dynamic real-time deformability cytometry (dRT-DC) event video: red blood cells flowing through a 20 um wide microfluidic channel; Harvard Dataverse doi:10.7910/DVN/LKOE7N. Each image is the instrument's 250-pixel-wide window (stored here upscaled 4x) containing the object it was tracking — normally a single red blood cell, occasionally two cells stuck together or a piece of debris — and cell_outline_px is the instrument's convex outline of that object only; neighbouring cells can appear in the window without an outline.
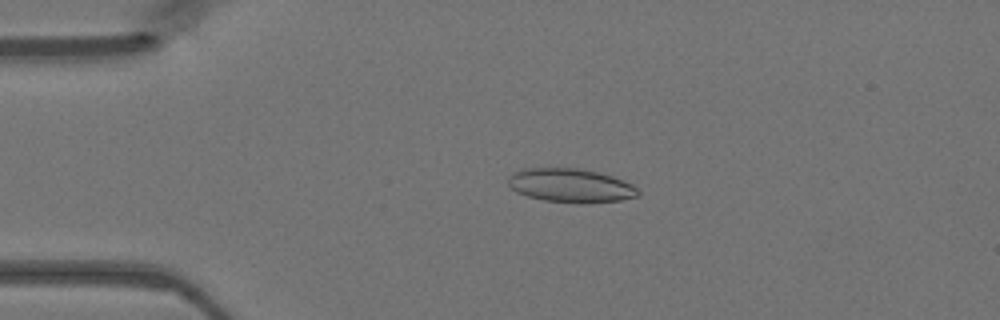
{"species": "Egyptian fruit bat (a non-hibernating species)", "species_latin": "Rousettus aegyptiacus", "temperature_condition": "warm", "stored_images_in_passage": 46, "camera_frame_rate_fps": 3000, "um_per_image_px": 0.085, "animal": {"sex": "female"}, "frame": {"image": 1, "passage_image": 9, "time_ms": 2.667, "image_size_px": [1000, 320], "cell_outline_px": [[640, 192], [636, 196], [620, 200], [580, 204], [544, 200], [528, 196], [516, 192], [508, 184], [508, 176], [524, 168], [576, 168], [596, 172], [612, 176], [632, 184]], "centroid_in_image_um": [48.49, 15.77], "position_along_channel_um": 36.5, "area_um2": 25.43}}
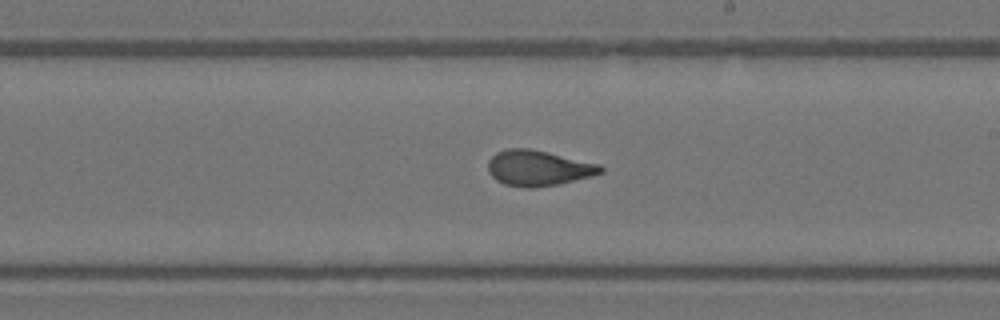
{"frame": {"image": 2, "passage_image": 26, "time_ms": 8.333, "image_size_px": [1000, 320], "cell_outline_px": [[604, 172], [592, 176], [556, 184], [532, 188], [528, 188], [504, 184], [496, 180], [488, 172], [488, 160], [496, 152], [508, 148], [528, 148], [600, 164], [604, 168]], "centroid_in_image_um": [45.74, 14.28], "position_along_channel_um": 243.3, "area_um2": 23.18}}
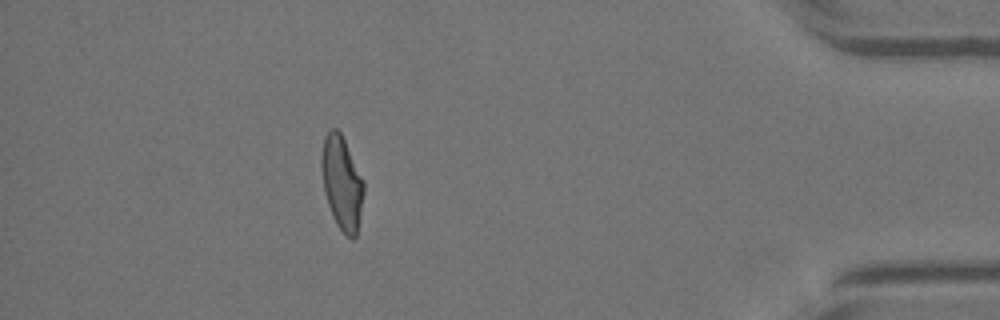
{"frame": {"image": 3, "passage_image": 41, "time_ms": 13.333, "image_size_px": [1000, 320], "cell_outline_px": [[364, 192], [356, 236], [352, 240], [344, 236], [336, 224], [332, 216], [324, 192], [320, 164], [320, 156], [324, 136], [332, 128], [336, 128], [340, 132], [364, 180]], "centroid_in_image_um": [29.04, 15.57], "position_along_channel_um": 406.2, "area_um2": 23.24}}